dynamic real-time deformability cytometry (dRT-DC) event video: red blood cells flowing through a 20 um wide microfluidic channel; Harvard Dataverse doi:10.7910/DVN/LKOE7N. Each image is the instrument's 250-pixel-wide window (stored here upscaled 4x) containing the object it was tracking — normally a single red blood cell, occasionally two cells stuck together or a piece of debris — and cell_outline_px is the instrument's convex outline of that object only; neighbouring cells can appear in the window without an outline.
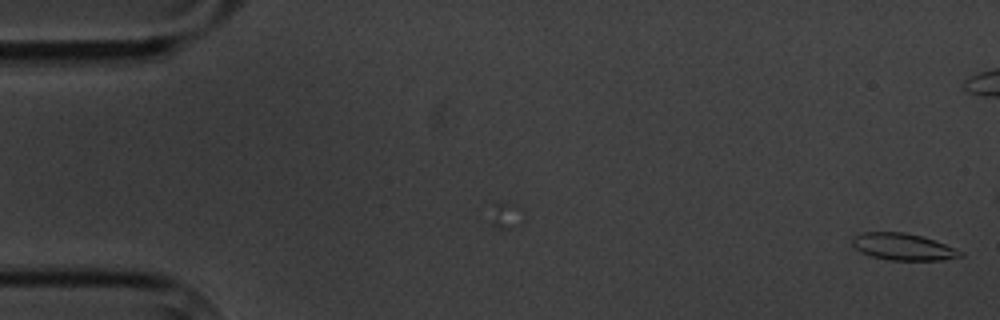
{"species": "common noctule bat (a hibernating species)", "species_latin": "Nyctalus noctula", "temperature_condition": "cold", "stored_images_in_passage": 4, "camera_frame_rate_fps": 3000, "um_per_image_px": 0.085, "animal": {"sex": "male", "body_mass_g": 20.1, "forearm_length_mm": 53.5}, "frame": {"image": 1, "passage_image": 1, "time_ms": 0.0, "image_size_px": [1000, 320], "cell_outline_px": [[964, 256], [944, 260], [888, 260], [872, 256], [860, 252], [852, 244], [852, 236], [864, 232], [904, 232], [920, 236], [944, 244], [964, 252]], "centroid_in_image_um": [76.75, 20.98], "position_along_channel_um": 8.3, "area_um2": 16.82}}